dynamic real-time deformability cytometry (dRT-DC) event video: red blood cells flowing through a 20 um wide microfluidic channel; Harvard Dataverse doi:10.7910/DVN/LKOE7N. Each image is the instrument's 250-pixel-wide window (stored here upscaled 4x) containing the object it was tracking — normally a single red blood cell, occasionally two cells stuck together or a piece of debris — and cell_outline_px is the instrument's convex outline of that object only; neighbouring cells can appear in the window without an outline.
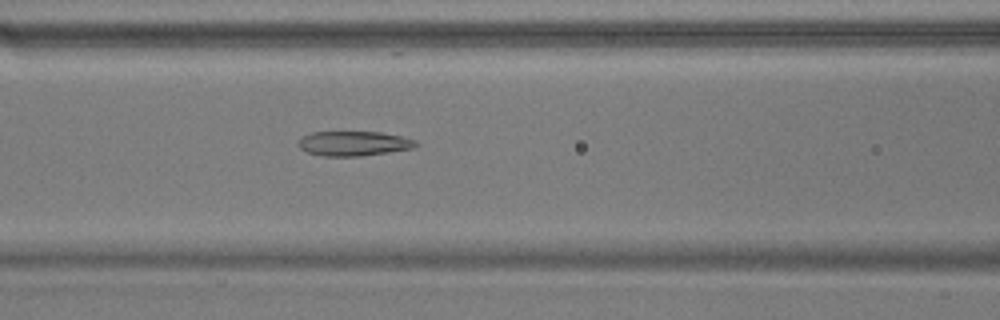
{"species": "common noctule bat (a hibernating species)", "species_latin": "Nyctalus noctula", "temperature_condition": "warm", "stored_images_in_passage": 43, "camera_frame_rate_fps": 3000, "um_per_image_px": 0.085, "animal": {"sex": "male", "body_mass_g": 17.9}, "frame": {"image": 1, "passage_image": 11, "time_ms": 3.333, "image_size_px": [1000, 320], "cell_outline_px": [[420, 144], [412, 148], [388, 152], [360, 156], [324, 156], [308, 152], [300, 148], [296, 144], [296, 140], [312, 132], [380, 132], [400, 136], [416, 140]], "centroid_in_image_um": [30.04, 12.19], "position_along_channel_um": 136.6, "area_um2": 16.88}}
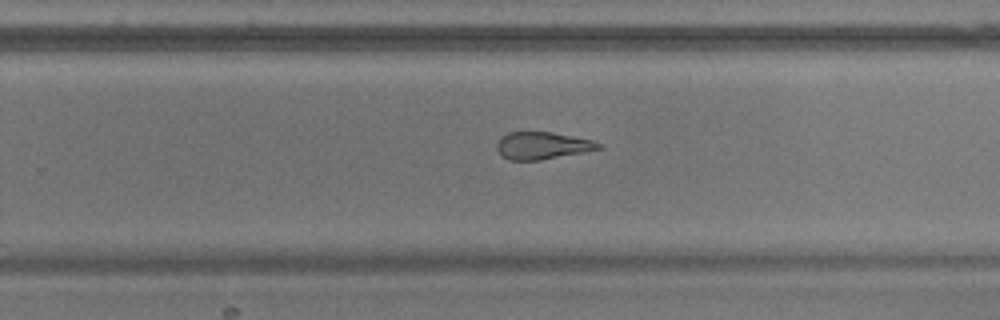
{"frame": {"image": 2, "passage_image": 23, "time_ms": 7.333, "image_size_px": [1000, 320], "cell_outline_px": [[604, 148], [584, 152], [540, 160], [508, 160], [496, 148], [496, 144], [500, 136], [508, 132], [552, 132], [592, 140], [604, 144]], "centroid_in_image_um": [46.12, 12.37], "position_along_channel_um": 283.7, "area_um2": 16.24}}
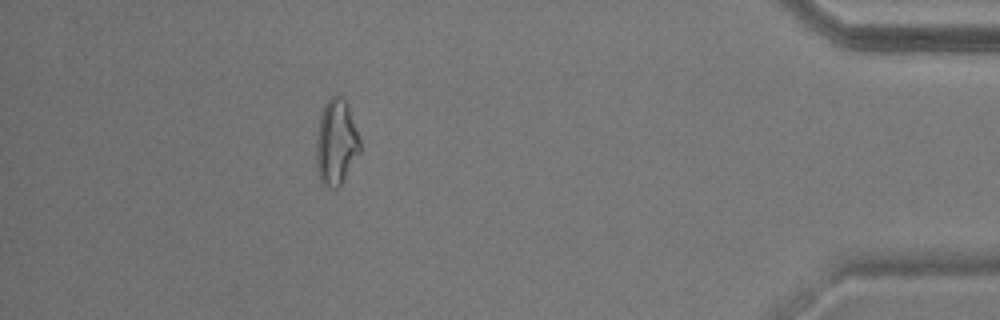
{"frame": {"image": 3, "passage_image": 37, "time_ms": 12.0, "image_size_px": [1000, 320], "cell_outline_px": [[360, 152], [340, 184], [336, 188], [332, 188], [324, 184], [320, 180], [316, 168], [316, 136], [320, 116], [324, 104], [332, 96], [340, 96], [348, 104], [360, 140]], "centroid_in_image_um": [28.56, 12.08], "position_along_channel_um": 406.6, "area_um2": 21.62}, "authors_computed_cell_mechanics": {"area_um2": 17.9758, "velocity_mm_per_s": 3.6899, "shape_relaxation_time_tau1_ms": null, "shape_relaxation_time_tau2_ms": 4.2954, "deformation_change_tau1": null, "deformation_change_tau2": 0.1524}}